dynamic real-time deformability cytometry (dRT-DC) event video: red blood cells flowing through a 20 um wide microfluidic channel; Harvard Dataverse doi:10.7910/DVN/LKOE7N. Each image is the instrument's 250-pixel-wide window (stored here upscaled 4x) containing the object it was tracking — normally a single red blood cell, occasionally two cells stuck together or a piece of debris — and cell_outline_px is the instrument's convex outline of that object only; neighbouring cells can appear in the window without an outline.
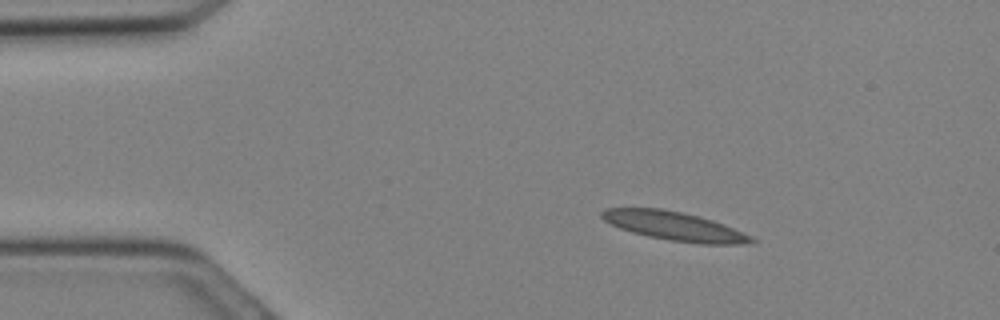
{"species": "Egyptian fruit bat (a non-hibernating species)", "species_latin": "Rousettus aegyptiacus", "temperature_condition": "cold", "stored_images_in_passage": 29, "camera_frame_rate_fps": 3000, "um_per_image_px": 0.085, "animal": {"sex": "female"}, "frame": {"image": 1, "passage_image": 4, "time_ms": 1.0, "image_size_px": [1000, 320], "cell_outline_px": [[756, 244], [700, 244], [672, 240], [648, 236], [632, 232], [620, 228], [604, 220], [600, 216], [600, 212], [604, 208], [660, 208], [680, 212], [712, 220], [724, 224], [752, 236], [756, 240]], "centroid_in_image_um": [57.35, 19.23], "position_along_channel_um": 27.6, "area_um2": 24.97}}
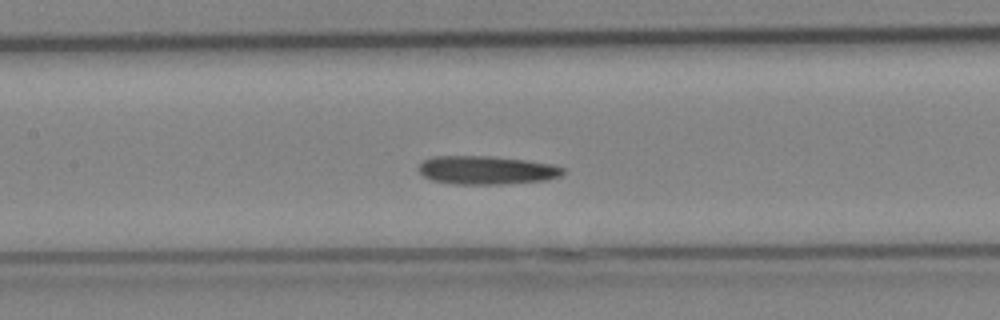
{"frame": {"image": 2, "passage_image": 13, "time_ms": 4.0, "image_size_px": [1000, 320], "cell_outline_px": [[564, 172], [560, 176], [544, 180], [500, 184], [456, 184], [432, 180], [424, 176], [420, 172], [420, 164], [424, 160], [432, 156], [492, 156], [524, 160], [552, 164], [564, 168]], "centroid_in_image_um": [41.35, 14.45], "position_along_channel_um": 166.0, "area_um2": 23.7}}
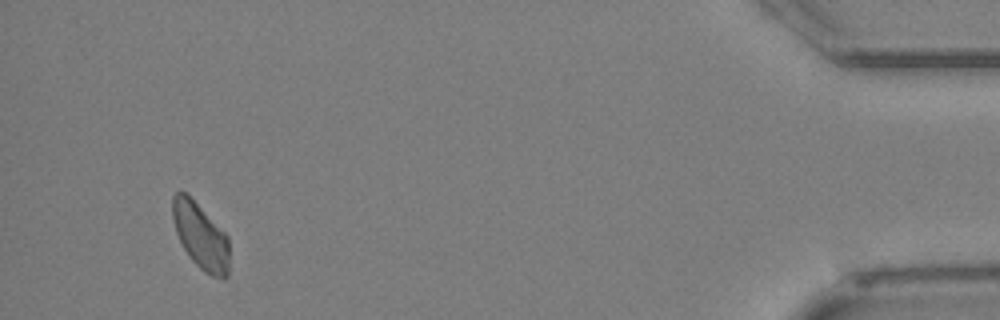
{"frame": {"image": 3, "passage_image": 28, "time_ms": 9.0, "image_size_px": [1000, 320], "cell_outline_px": [[228, 276], [224, 280], [212, 276], [204, 272], [192, 260], [184, 248], [176, 232], [172, 220], [172, 196], [176, 192], [188, 192], [228, 236]], "centroid_in_image_um": [17.04, 20.03], "position_along_channel_um": 418.2, "area_um2": 22.02}}